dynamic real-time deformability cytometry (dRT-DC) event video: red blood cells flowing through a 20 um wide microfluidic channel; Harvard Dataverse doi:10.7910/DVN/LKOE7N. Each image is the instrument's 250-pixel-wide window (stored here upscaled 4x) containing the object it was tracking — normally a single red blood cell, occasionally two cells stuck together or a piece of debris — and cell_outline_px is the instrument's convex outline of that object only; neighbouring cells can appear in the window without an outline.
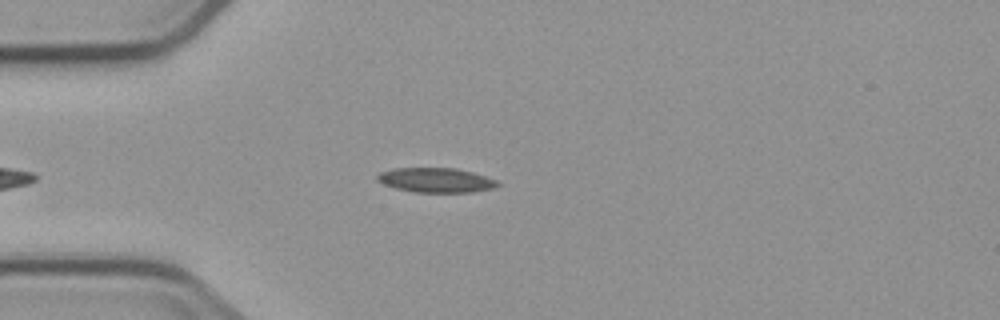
{"species": "common noctule bat (a hibernating species)", "species_latin": "Nyctalus noctula", "temperature_condition": "cold", "stored_images_in_passage": 3, "camera_frame_rate_fps": 3000, "um_per_image_px": 0.085, "animal": {"sex": "male", "body_mass_g": 23.1, "forearm_length_mm": 52.7}, "frame": {"image": 1, "passage_image": 2, "time_ms": 4.667, "image_size_px": [1000, 320], "cell_outline_px": [[500, 184], [496, 188], [472, 192], [412, 192], [396, 188], [384, 184], [376, 180], [376, 176], [380, 172], [392, 168], [456, 168], [472, 172], [496, 180]], "centroid_in_image_um": [37.04, 15.31], "position_along_channel_um": 48.0, "area_um2": 17.28}}